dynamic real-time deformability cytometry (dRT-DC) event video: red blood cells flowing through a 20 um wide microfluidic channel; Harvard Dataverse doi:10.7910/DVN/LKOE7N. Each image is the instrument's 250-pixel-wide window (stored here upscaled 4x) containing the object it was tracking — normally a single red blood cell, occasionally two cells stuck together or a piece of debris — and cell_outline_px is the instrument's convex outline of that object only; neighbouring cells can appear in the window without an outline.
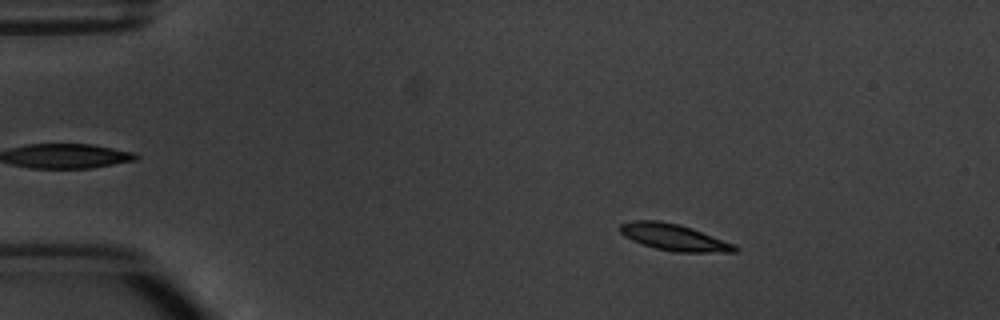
{"species": "common noctule bat (a hibernating species)", "species_latin": "Nyctalus noctula", "temperature_condition": "warm", "stored_images_in_passage": 5, "camera_frame_rate_fps": 3000, "um_per_image_px": 0.085, "animal": {"sex": "male", "body_mass_g": 20.1, "forearm_length_mm": 53.5}, "frame": {"image": 1, "passage_image": 2, "time_ms": 2.0, "image_size_px": [1000, 320], "cell_outline_px": [[740, 252], [672, 252], [656, 248], [632, 240], [624, 236], [620, 232], [620, 224], [632, 220], [656, 220], [680, 224], [692, 228], [736, 244], [740, 248]], "centroid_in_image_um": [57.34, 20.17], "position_along_channel_um": 27.7, "area_um2": 17.92}}
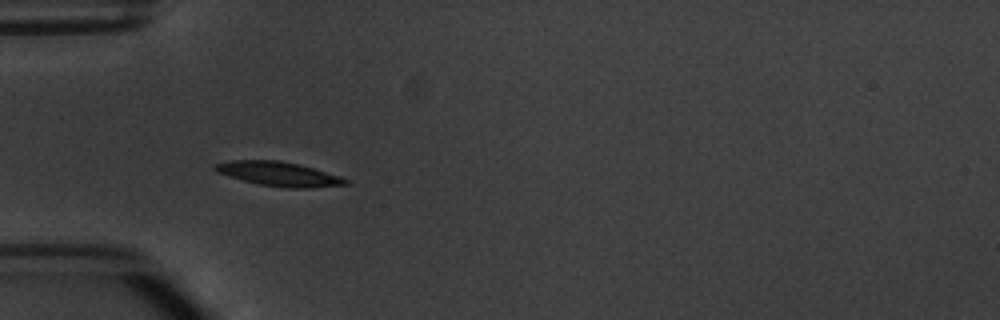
{"frame": {"image": 2, "passage_image": 4, "time_ms": 4.667, "image_size_px": [1000, 320], "cell_outline_px": [[348, 184], [312, 188], [288, 188], [260, 184], [228, 176], [216, 172], [212, 168], [216, 164], [228, 160], [280, 160], [312, 168], [340, 176], [348, 180]], "centroid_in_image_um": [23.67, 14.78], "position_along_channel_um": 61.3, "area_um2": 18.26}}